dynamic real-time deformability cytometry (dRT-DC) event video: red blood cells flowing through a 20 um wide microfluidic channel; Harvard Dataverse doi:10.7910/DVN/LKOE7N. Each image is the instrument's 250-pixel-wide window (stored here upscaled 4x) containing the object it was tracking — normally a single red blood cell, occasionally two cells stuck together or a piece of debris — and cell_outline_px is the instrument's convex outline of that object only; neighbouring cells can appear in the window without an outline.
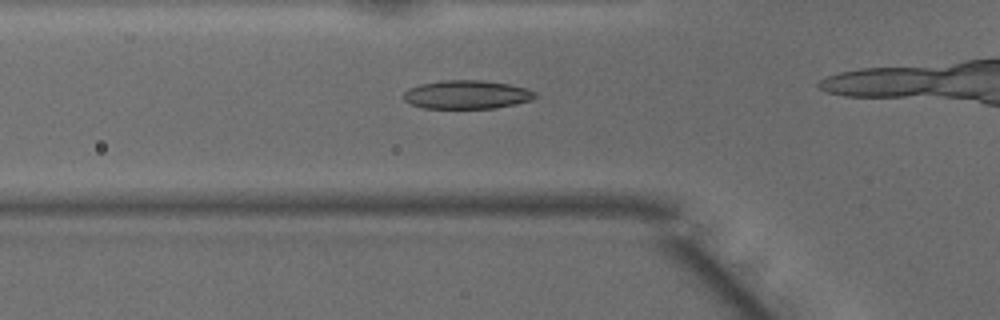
{"species": "common noctule bat (a hibernating species)", "species_latin": "Nyctalus noctula", "temperature_condition": "warm", "stored_images_in_passage": 17, "camera_frame_rate_fps": 3000, "um_per_image_px": 0.085, "animal": {"sex": "male", "body_mass_g": 15.6}, "frame": {"image": 1, "passage_image": 7, "time_ms": 2.0, "image_size_px": [1000, 320], "cell_outline_px": [[540, 96], [532, 100], [516, 104], [496, 108], [424, 108], [412, 104], [404, 100], [404, 92], [408, 88], [420, 84], [440, 80], [484, 80], [508, 84], [528, 88], [536, 92]], "centroid_in_image_um": [39.73, 8.03], "position_along_channel_um": 86.1, "area_um2": 22.14}}
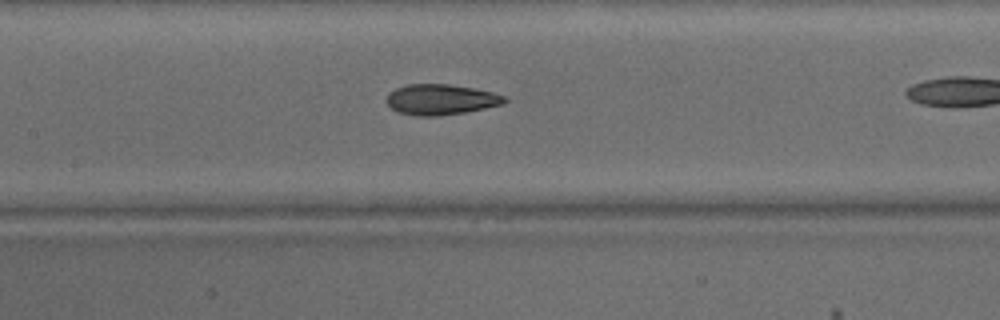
{"frame": {"image": 2, "passage_image": 13, "time_ms": 4.0, "image_size_px": [1000, 320], "cell_outline_px": [[508, 100], [504, 104], [464, 112], [440, 116], [416, 116], [396, 112], [384, 100], [388, 92], [396, 88], [408, 84], [448, 84], [472, 88], [492, 92], [504, 96]], "centroid_in_image_um": [37.42, 8.46], "position_along_channel_um": 170.0, "area_um2": 21.1}}